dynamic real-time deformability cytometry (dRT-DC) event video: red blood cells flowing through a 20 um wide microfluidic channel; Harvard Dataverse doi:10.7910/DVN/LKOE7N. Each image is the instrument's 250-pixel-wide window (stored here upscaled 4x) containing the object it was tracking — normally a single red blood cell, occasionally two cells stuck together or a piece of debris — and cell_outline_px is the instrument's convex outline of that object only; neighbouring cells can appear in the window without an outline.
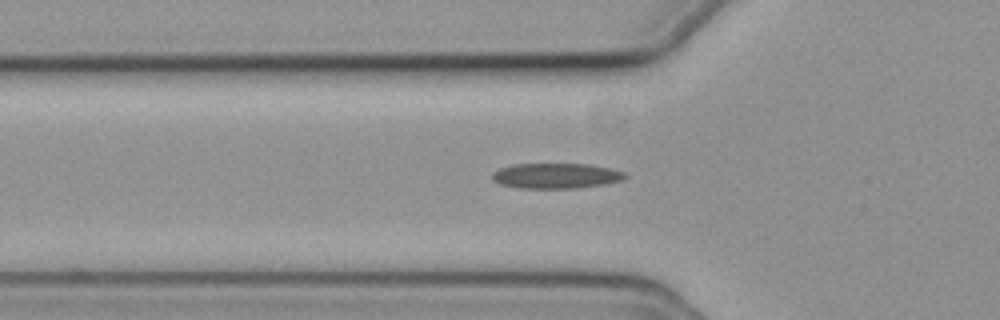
{"species": "common noctule bat (a hibernating species)", "species_latin": "Nyctalus noctula", "temperature_condition": "cold", "stored_images_in_passage": 41, "camera_frame_rate_fps": 3000, "um_per_image_px": 0.085, "animal": {"sex": "female", "body_mass_g": 19.3, "forearm_length_mm": 54.1}, "frame": {"image": 1, "passage_image": 6, "time_ms": 1.667, "image_size_px": [1000, 320], "cell_outline_px": [[628, 176], [624, 180], [604, 184], [576, 188], [520, 188], [500, 184], [492, 180], [492, 172], [500, 168], [516, 164], [588, 164], [608, 168], [624, 172]], "centroid_in_image_um": [47.26, 14.95], "position_along_channel_um": 78.5, "area_um2": 19.54}}
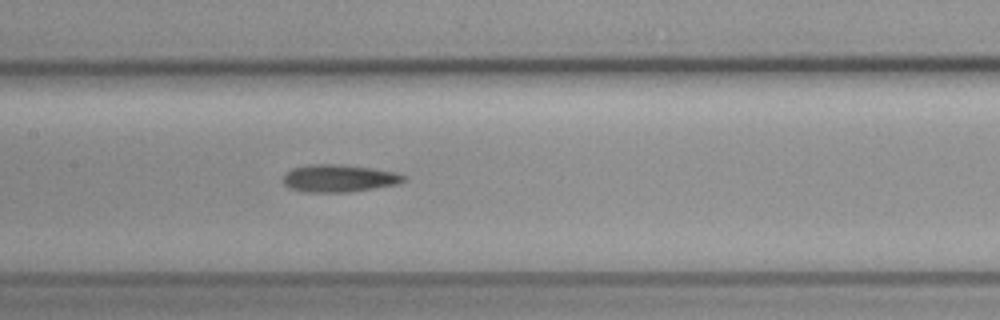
{"frame": {"image": 2, "passage_image": 14, "time_ms": 4.333, "image_size_px": [1000, 320], "cell_outline_px": [[404, 180], [400, 184], [348, 192], [304, 192], [288, 188], [284, 184], [284, 176], [292, 168], [308, 164], [340, 164], [372, 168], [396, 172], [404, 176]], "centroid_in_image_um": [28.8, 15.15], "position_along_channel_um": 178.6, "area_um2": 19.31}}
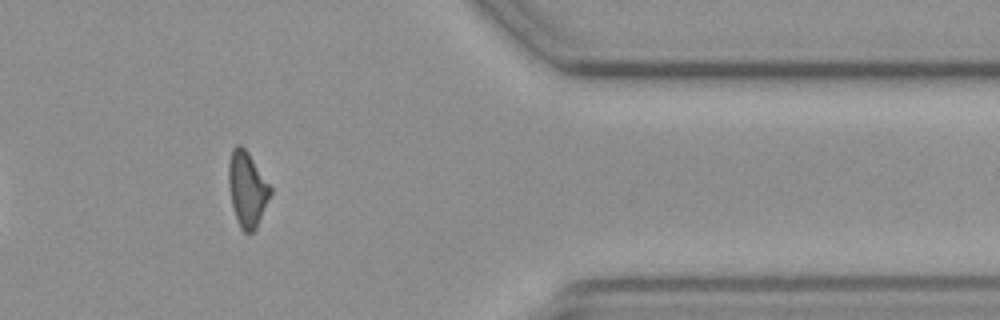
{"frame": {"image": 3, "passage_image": 33, "time_ms": 10.667, "image_size_px": [1000, 320], "cell_outline_px": [[272, 192], [256, 228], [252, 232], [244, 232], [240, 228], [236, 220], [232, 204], [228, 184], [228, 164], [232, 148], [236, 144], [240, 144], [248, 152], [272, 188]], "centroid_in_image_um": [20.99, 16.06], "position_along_channel_um": 390.4, "area_um2": 18.26}, "authors_computed_cell_mechanics": {"area_um2": 19.0162, "velocity_mm_per_s": 3.7289, "shape_relaxation_time_tau1_ms": 9.2589, "shape_relaxation_time_tau2_ms": 7.4488, "deformation_change_tau1": 0.1908, "deformation_change_tau2": 0.1932}}